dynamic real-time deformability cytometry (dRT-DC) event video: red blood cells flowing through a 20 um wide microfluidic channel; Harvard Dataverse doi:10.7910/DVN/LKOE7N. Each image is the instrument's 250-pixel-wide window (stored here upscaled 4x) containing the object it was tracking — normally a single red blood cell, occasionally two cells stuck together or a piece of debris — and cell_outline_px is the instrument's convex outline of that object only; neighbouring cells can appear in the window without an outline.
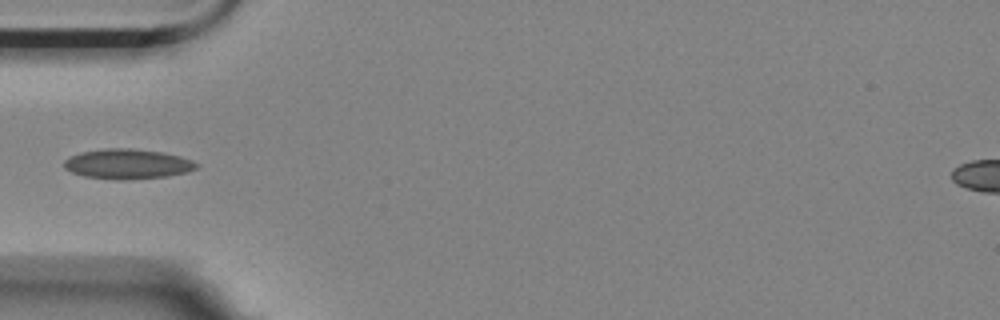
{"species": "Egyptian fruit bat (a non-hibernating species)", "species_latin": "Rousettus aegyptiacus", "temperature_condition": "room temperature", "stored_images_in_passage": 5, "camera_frame_rate_fps": 3000, "um_per_image_px": 0.085, "animal": {"sex": "female"}, "frame": {"image": 1, "passage_image": 5, "time_ms": 1.333, "image_size_px": [1000, 320], "cell_outline_px": [[200, 164], [196, 168], [188, 172], [168, 176], [128, 180], [116, 180], [84, 176], [72, 172], [64, 168], [64, 160], [80, 152], [104, 148], [132, 148], [160, 152], [180, 156], [192, 160]], "centroid_in_image_um": [10.85, 13.94], "position_along_channel_um": 74.2, "area_um2": 23.24}}